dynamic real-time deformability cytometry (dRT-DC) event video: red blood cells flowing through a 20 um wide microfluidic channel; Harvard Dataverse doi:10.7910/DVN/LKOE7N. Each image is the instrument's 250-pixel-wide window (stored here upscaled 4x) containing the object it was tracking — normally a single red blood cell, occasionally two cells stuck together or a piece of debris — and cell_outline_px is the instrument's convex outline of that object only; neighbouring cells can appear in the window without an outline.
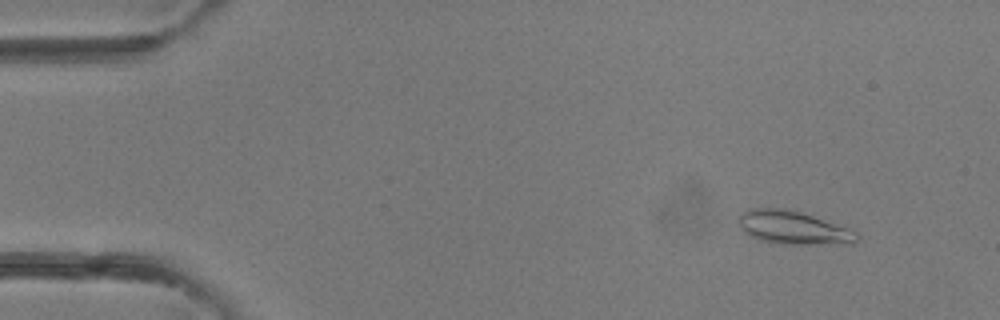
{"species": "common noctule bat (a hibernating species)", "species_latin": "Nyctalus noctula", "temperature_condition": "room temperature", "stored_images_in_passage": 3, "camera_frame_rate_fps": 3000, "um_per_image_px": 0.085, "animal": {"sex": "female"}, "frame": {"image": 1, "passage_image": 1, "time_ms": 0.0, "image_size_px": [1000, 320], "cell_outline_px": [[860, 236], [852, 244], [780, 244], [760, 240], [748, 236], [740, 228], [740, 216], [744, 212], [752, 208], [784, 208], [800, 212], [860, 232]], "centroid_in_image_um": [67.45, 19.37], "position_along_channel_um": 17.6, "area_um2": 22.89}}